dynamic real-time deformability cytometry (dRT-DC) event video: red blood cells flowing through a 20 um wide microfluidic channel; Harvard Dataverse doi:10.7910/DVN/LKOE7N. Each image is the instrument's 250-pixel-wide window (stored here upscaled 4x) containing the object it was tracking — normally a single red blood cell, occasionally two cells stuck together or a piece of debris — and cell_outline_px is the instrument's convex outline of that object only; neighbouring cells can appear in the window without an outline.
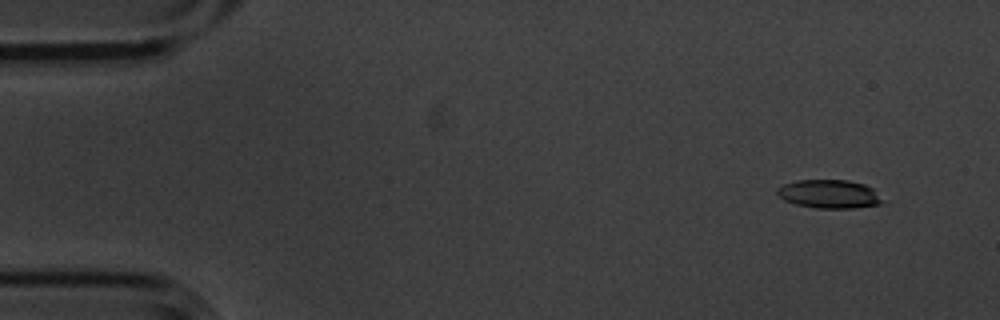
{"species": "common noctule bat (a hibernating species)", "species_latin": "Nyctalus noctula", "temperature_condition": "cold", "stored_images_in_passage": 9, "camera_frame_rate_fps": 3000, "um_per_image_px": 0.085, "animal": {"sex": "male", "body_mass_g": 20.1, "forearm_length_mm": 53.5}, "frame": {"image": 1, "passage_image": 1, "time_ms": 0.0, "image_size_px": [1000, 320], "cell_outline_px": [[884, 200], [880, 204], [852, 208], [816, 208], [796, 204], [784, 200], [776, 192], [776, 188], [784, 184], [796, 180], [848, 180], [864, 184], [872, 188]], "centroid_in_image_um": [70.47, 16.48], "position_along_channel_um": 14.5, "area_um2": 17.46}}
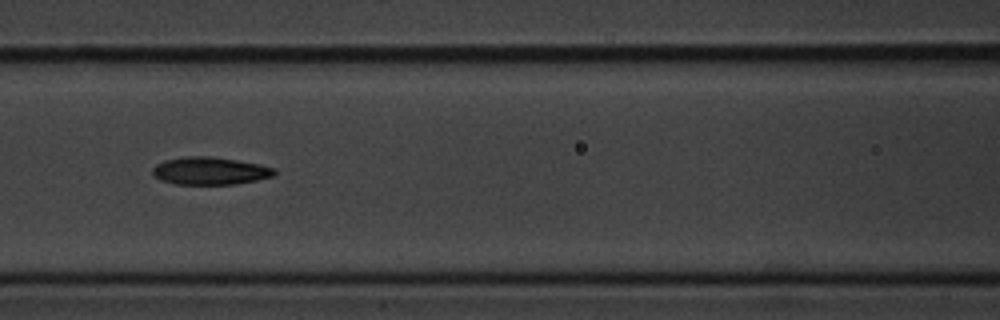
{"frame": {"image": 2, "passage_image": 6, "time_ms": 1.667, "image_size_px": [1000, 320], "cell_outline_px": [[276, 172], [272, 176], [256, 180], [236, 184], [176, 184], [160, 180], [152, 172], [152, 168], [156, 164], [164, 160], [184, 156], [208, 156], [236, 160], [260, 164], [276, 168]], "centroid_in_image_um": [17.84, 14.52], "position_along_channel_um": 148.8, "area_um2": 19.59}}
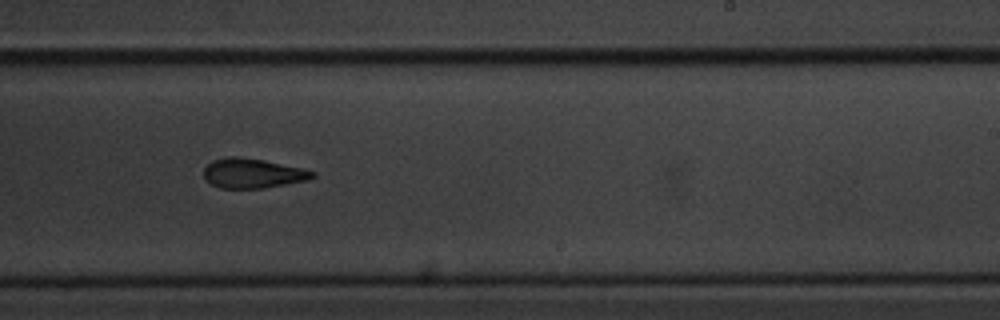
{"frame": {"image": 3, "passage_image": 9, "time_ms": 2.667, "image_size_px": [1000, 320], "cell_outline_px": [[316, 176], [308, 180], [260, 188], [220, 188], [204, 180], [204, 168], [212, 160], [228, 156], [240, 156], [264, 160], [304, 168], [316, 172]], "centroid_in_image_um": [21.47, 14.71], "position_along_channel_um": 267.5, "area_um2": 18.9}}